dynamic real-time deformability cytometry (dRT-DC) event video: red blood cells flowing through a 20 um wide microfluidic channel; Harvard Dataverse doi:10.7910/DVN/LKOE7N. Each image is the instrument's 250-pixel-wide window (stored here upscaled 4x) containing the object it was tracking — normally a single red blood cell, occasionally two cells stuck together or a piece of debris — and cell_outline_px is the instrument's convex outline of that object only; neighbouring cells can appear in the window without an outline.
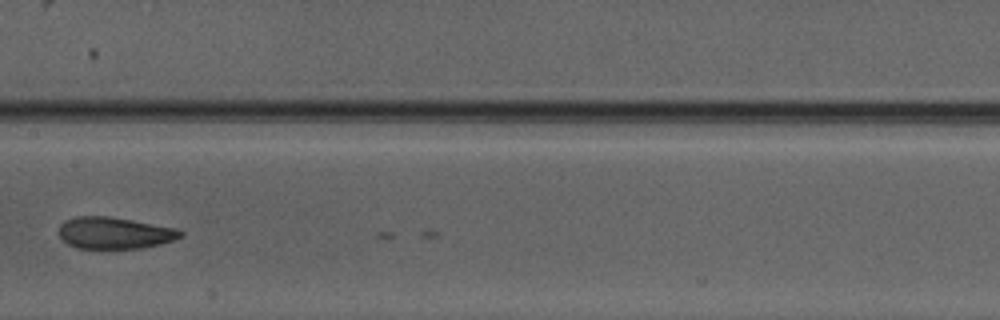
{"species": "Egyptian fruit bat (a non-hibernating species)", "species_latin": "Rousettus aegyptiacus", "temperature_condition": "warm", "stored_images_in_passage": 10, "camera_frame_rate_fps": 3000, "um_per_image_px": 0.085, "animal": {"sex": "male"}, "frame": {"image": 1, "passage_image": 8, "time_ms": 2.333, "image_size_px": [1000, 320], "cell_outline_px": [[184, 236], [176, 240], [144, 248], [76, 248], [68, 244], [60, 236], [60, 224], [64, 220], [76, 216], [108, 216], [132, 220], [176, 228], [184, 232]], "centroid_in_image_um": [9.77, 19.8], "position_along_channel_um": 197.6, "area_um2": 22.54}}